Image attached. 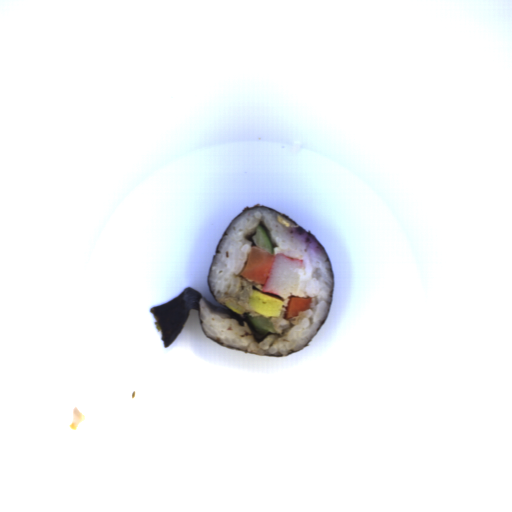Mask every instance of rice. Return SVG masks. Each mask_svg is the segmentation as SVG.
Segmentation results:
<instances>
[{
	"label": "rice",
	"instance_id": "1",
	"mask_svg": "<svg viewBox=\"0 0 512 512\" xmlns=\"http://www.w3.org/2000/svg\"><path fill=\"white\" fill-rule=\"evenodd\" d=\"M258 225H262L271 239L274 256L283 252V255L303 261L300 280L291 296L312 298L310 308L299 311L298 316L291 319H284L290 297L283 298L284 306L279 316L268 320L277 333L268 334L258 342L247 320L239 325L228 312L213 309L202 297L199 301L201 328L207 336L225 346L286 357L290 350L300 351L308 345L326 320L334 288L331 267L324 249L312 236L300 232L294 222L279 213L256 206L233 220L218 246L220 253L213 258L208 284L220 304L231 301L250 311L253 289L263 292V284L239 275L247 264L254 245L251 237Z\"/></svg>",
	"mask_w": 512,
	"mask_h": 512
},
{
	"label": "rice",
	"instance_id": "2",
	"mask_svg": "<svg viewBox=\"0 0 512 512\" xmlns=\"http://www.w3.org/2000/svg\"><path fill=\"white\" fill-rule=\"evenodd\" d=\"M248 314H249V316H251V317H258V316H262L261 314H258V313H256L255 311H250V312H248Z\"/></svg>",
	"mask_w": 512,
	"mask_h": 512
}]
</instances>
